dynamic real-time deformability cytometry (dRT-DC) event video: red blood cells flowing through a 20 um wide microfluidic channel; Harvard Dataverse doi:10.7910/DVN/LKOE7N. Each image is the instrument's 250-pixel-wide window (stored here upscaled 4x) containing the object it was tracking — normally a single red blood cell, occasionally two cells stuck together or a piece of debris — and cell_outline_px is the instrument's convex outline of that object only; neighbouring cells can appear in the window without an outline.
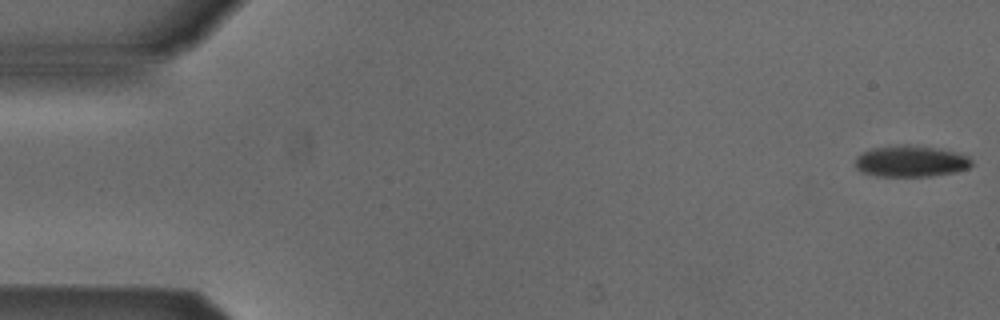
{"species": "Egyptian fruit bat (a non-hibernating species)", "species_latin": "Rousettus aegyptiacus", "temperature_condition": "cold", "stored_images_in_passage": 53, "camera_frame_rate_fps": 3000, "um_per_image_px": 0.085, "animal": {"sex": "male"}, "frame": {"image": 1, "passage_image": 1, "time_ms": 0.0, "image_size_px": [1000, 320], "cell_outline_px": [[972, 164], [968, 168], [952, 172], [928, 176], [876, 176], [860, 172], [856, 168], [856, 156], [872, 148], [900, 144], [912, 144], [940, 148], [956, 152], [968, 156], [972, 160]], "centroid_in_image_um": [77.4, 13.69], "position_along_channel_um": 7.6, "area_um2": 21.39}}
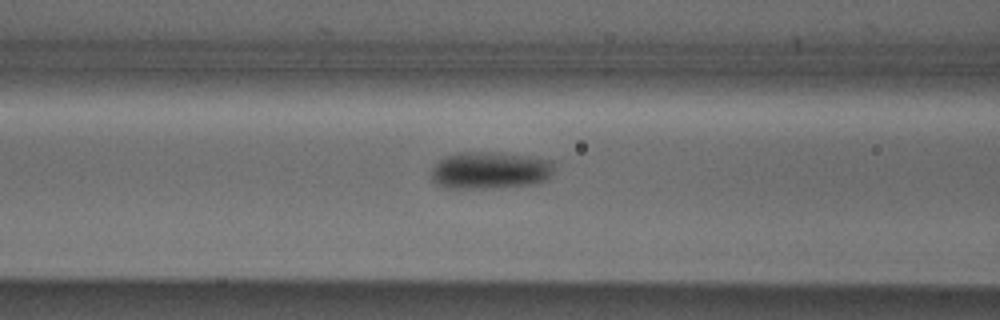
{"frame": {"image": 2, "passage_image": 21, "time_ms": 6.667, "image_size_px": [1000, 320], "cell_outline_px": [[552, 176], [548, 180], [536, 184], [496, 188], [444, 188], [436, 184], [432, 180], [428, 172], [432, 164], [444, 156], [460, 152], [500, 152], [532, 156], [552, 160]], "centroid_in_image_um": [41.61, 14.48], "position_along_channel_um": 125.0, "area_um2": 27.51}}
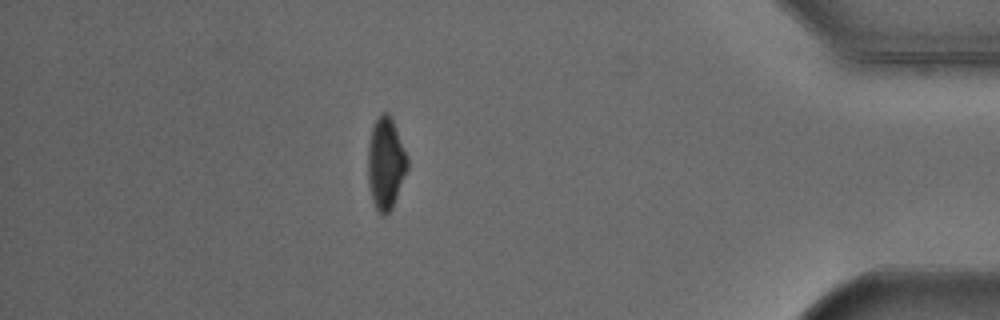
{"frame": {"image": 3, "passage_image": 46, "time_ms": 15.0, "image_size_px": [1000, 320], "cell_outline_px": [[408, 168], [392, 208], [384, 216], [376, 208], [372, 200], [368, 180], [368, 144], [372, 124], [384, 112], [388, 112], [392, 116], [408, 156]], "centroid_in_image_um": [32.8, 13.84], "position_along_channel_um": 402.4, "area_um2": 21.27}, "authors_computed_cell_mechanics": {"area_um2": 22.7154, "velocity_mm_per_s": 3.8753, "shape_relaxation_time_tau1_ms": 2.8857, "shape_relaxation_time_tau2_ms": null, "deformation_change_tau1": 0.1022, "deformation_change_tau2": null}}